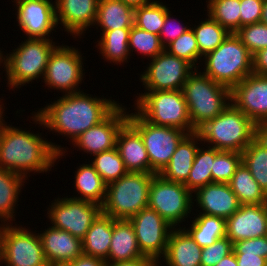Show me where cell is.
<instances>
[{
	"mask_svg": "<svg viewBox=\"0 0 267 266\" xmlns=\"http://www.w3.org/2000/svg\"><path fill=\"white\" fill-rule=\"evenodd\" d=\"M32 114L33 121L73 142L80 134L99 124L118 105L114 100L93 97L83 91L62 97Z\"/></svg>",
	"mask_w": 267,
	"mask_h": 266,
	"instance_id": "1",
	"label": "cell"
},
{
	"mask_svg": "<svg viewBox=\"0 0 267 266\" xmlns=\"http://www.w3.org/2000/svg\"><path fill=\"white\" fill-rule=\"evenodd\" d=\"M3 118L0 119V167L3 169L26 179L32 171L47 173L66 153L61 145L47 141L39 133L7 125Z\"/></svg>",
	"mask_w": 267,
	"mask_h": 266,
	"instance_id": "2",
	"label": "cell"
},
{
	"mask_svg": "<svg viewBox=\"0 0 267 266\" xmlns=\"http://www.w3.org/2000/svg\"><path fill=\"white\" fill-rule=\"evenodd\" d=\"M197 132L203 144L223 151L242 153L259 134V127L232 103L218 116L208 120Z\"/></svg>",
	"mask_w": 267,
	"mask_h": 266,
	"instance_id": "3",
	"label": "cell"
},
{
	"mask_svg": "<svg viewBox=\"0 0 267 266\" xmlns=\"http://www.w3.org/2000/svg\"><path fill=\"white\" fill-rule=\"evenodd\" d=\"M253 55L236 33H229L224 41L202 60L203 74L230 90L253 73Z\"/></svg>",
	"mask_w": 267,
	"mask_h": 266,
	"instance_id": "4",
	"label": "cell"
},
{
	"mask_svg": "<svg viewBox=\"0 0 267 266\" xmlns=\"http://www.w3.org/2000/svg\"><path fill=\"white\" fill-rule=\"evenodd\" d=\"M182 91L196 131L208 120L222 113L231 103L230 89L198 72V69H194L189 75Z\"/></svg>",
	"mask_w": 267,
	"mask_h": 266,
	"instance_id": "5",
	"label": "cell"
},
{
	"mask_svg": "<svg viewBox=\"0 0 267 266\" xmlns=\"http://www.w3.org/2000/svg\"><path fill=\"white\" fill-rule=\"evenodd\" d=\"M11 54L2 56L9 88H20L33 80L43 78L49 57L57 47L53 39L28 38ZM4 61V62H3Z\"/></svg>",
	"mask_w": 267,
	"mask_h": 266,
	"instance_id": "6",
	"label": "cell"
},
{
	"mask_svg": "<svg viewBox=\"0 0 267 266\" xmlns=\"http://www.w3.org/2000/svg\"><path fill=\"white\" fill-rule=\"evenodd\" d=\"M154 173L128 172L107 184L102 213L113 219H129L148 208L150 183Z\"/></svg>",
	"mask_w": 267,
	"mask_h": 266,
	"instance_id": "7",
	"label": "cell"
},
{
	"mask_svg": "<svg viewBox=\"0 0 267 266\" xmlns=\"http://www.w3.org/2000/svg\"><path fill=\"white\" fill-rule=\"evenodd\" d=\"M135 111L148 122L193 133L188 106L182 90L146 91L137 94Z\"/></svg>",
	"mask_w": 267,
	"mask_h": 266,
	"instance_id": "8",
	"label": "cell"
},
{
	"mask_svg": "<svg viewBox=\"0 0 267 266\" xmlns=\"http://www.w3.org/2000/svg\"><path fill=\"white\" fill-rule=\"evenodd\" d=\"M13 224H0V264L6 266H50L39 233Z\"/></svg>",
	"mask_w": 267,
	"mask_h": 266,
	"instance_id": "9",
	"label": "cell"
},
{
	"mask_svg": "<svg viewBox=\"0 0 267 266\" xmlns=\"http://www.w3.org/2000/svg\"><path fill=\"white\" fill-rule=\"evenodd\" d=\"M140 135L150 161V173L159 174L169 163L180 141L188 134L178 128L157 126L137 111L127 121Z\"/></svg>",
	"mask_w": 267,
	"mask_h": 266,
	"instance_id": "10",
	"label": "cell"
},
{
	"mask_svg": "<svg viewBox=\"0 0 267 266\" xmlns=\"http://www.w3.org/2000/svg\"><path fill=\"white\" fill-rule=\"evenodd\" d=\"M192 196L183 183L170 182L156 174L150 183L148 208L157 211L173 228H178L191 214Z\"/></svg>",
	"mask_w": 267,
	"mask_h": 266,
	"instance_id": "11",
	"label": "cell"
},
{
	"mask_svg": "<svg viewBox=\"0 0 267 266\" xmlns=\"http://www.w3.org/2000/svg\"><path fill=\"white\" fill-rule=\"evenodd\" d=\"M78 50L63 44L53 50L43 76L46 86L61 90L64 94L81 92L77 87L82 83L85 74L83 57Z\"/></svg>",
	"mask_w": 267,
	"mask_h": 266,
	"instance_id": "12",
	"label": "cell"
},
{
	"mask_svg": "<svg viewBox=\"0 0 267 266\" xmlns=\"http://www.w3.org/2000/svg\"><path fill=\"white\" fill-rule=\"evenodd\" d=\"M49 206L47 214L52 226L81 240L102 213V206L99 204L68 196L55 199Z\"/></svg>",
	"mask_w": 267,
	"mask_h": 266,
	"instance_id": "13",
	"label": "cell"
},
{
	"mask_svg": "<svg viewBox=\"0 0 267 266\" xmlns=\"http://www.w3.org/2000/svg\"><path fill=\"white\" fill-rule=\"evenodd\" d=\"M193 69L186 60L164 50L151 59L139 80L145 91L182 90Z\"/></svg>",
	"mask_w": 267,
	"mask_h": 266,
	"instance_id": "14",
	"label": "cell"
},
{
	"mask_svg": "<svg viewBox=\"0 0 267 266\" xmlns=\"http://www.w3.org/2000/svg\"><path fill=\"white\" fill-rule=\"evenodd\" d=\"M129 221L134 228L141 253L160 264L173 227L157 211L150 208L142 209L129 218Z\"/></svg>",
	"mask_w": 267,
	"mask_h": 266,
	"instance_id": "15",
	"label": "cell"
},
{
	"mask_svg": "<svg viewBox=\"0 0 267 266\" xmlns=\"http://www.w3.org/2000/svg\"><path fill=\"white\" fill-rule=\"evenodd\" d=\"M230 91L231 103L258 127L267 121V76L252 73Z\"/></svg>",
	"mask_w": 267,
	"mask_h": 266,
	"instance_id": "16",
	"label": "cell"
},
{
	"mask_svg": "<svg viewBox=\"0 0 267 266\" xmlns=\"http://www.w3.org/2000/svg\"><path fill=\"white\" fill-rule=\"evenodd\" d=\"M121 104L118 105L104 120L80 134L72 142L81 151L95 155L116 147L119 130L128 121L129 112ZM127 111V112H126Z\"/></svg>",
	"mask_w": 267,
	"mask_h": 266,
	"instance_id": "17",
	"label": "cell"
},
{
	"mask_svg": "<svg viewBox=\"0 0 267 266\" xmlns=\"http://www.w3.org/2000/svg\"><path fill=\"white\" fill-rule=\"evenodd\" d=\"M18 26L28 37L50 39L57 28L55 3L52 0H14Z\"/></svg>",
	"mask_w": 267,
	"mask_h": 266,
	"instance_id": "18",
	"label": "cell"
},
{
	"mask_svg": "<svg viewBox=\"0 0 267 266\" xmlns=\"http://www.w3.org/2000/svg\"><path fill=\"white\" fill-rule=\"evenodd\" d=\"M226 236L232 243L267 236V203L242 204L226 219Z\"/></svg>",
	"mask_w": 267,
	"mask_h": 266,
	"instance_id": "19",
	"label": "cell"
},
{
	"mask_svg": "<svg viewBox=\"0 0 267 266\" xmlns=\"http://www.w3.org/2000/svg\"><path fill=\"white\" fill-rule=\"evenodd\" d=\"M57 24H63L64 31L80 37L88 27L94 26L98 0H55ZM87 28V29H86Z\"/></svg>",
	"mask_w": 267,
	"mask_h": 266,
	"instance_id": "20",
	"label": "cell"
},
{
	"mask_svg": "<svg viewBox=\"0 0 267 266\" xmlns=\"http://www.w3.org/2000/svg\"><path fill=\"white\" fill-rule=\"evenodd\" d=\"M50 266H66L82 252V240L69 232L50 226L39 234Z\"/></svg>",
	"mask_w": 267,
	"mask_h": 266,
	"instance_id": "21",
	"label": "cell"
},
{
	"mask_svg": "<svg viewBox=\"0 0 267 266\" xmlns=\"http://www.w3.org/2000/svg\"><path fill=\"white\" fill-rule=\"evenodd\" d=\"M193 199L202 214L213 215L228 219L241 206L237 196L229 187L228 183L212 182L194 192Z\"/></svg>",
	"mask_w": 267,
	"mask_h": 266,
	"instance_id": "22",
	"label": "cell"
},
{
	"mask_svg": "<svg viewBox=\"0 0 267 266\" xmlns=\"http://www.w3.org/2000/svg\"><path fill=\"white\" fill-rule=\"evenodd\" d=\"M116 148L128 172L150 173V161L141 135L128 122L118 132Z\"/></svg>",
	"mask_w": 267,
	"mask_h": 266,
	"instance_id": "23",
	"label": "cell"
},
{
	"mask_svg": "<svg viewBox=\"0 0 267 266\" xmlns=\"http://www.w3.org/2000/svg\"><path fill=\"white\" fill-rule=\"evenodd\" d=\"M198 141H202L197 131L187 134L177 146L169 163L159 175L170 182L185 183L198 151Z\"/></svg>",
	"mask_w": 267,
	"mask_h": 266,
	"instance_id": "24",
	"label": "cell"
},
{
	"mask_svg": "<svg viewBox=\"0 0 267 266\" xmlns=\"http://www.w3.org/2000/svg\"><path fill=\"white\" fill-rule=\"evenodd\" d=\"M182 228L171 230L164 262L167 266H201L202 248Z\"/></svg>",
	"mask_w": 267,
	"mask_h": 266,
	"instance_id": "25",
	"label": "cell"
},
{
	"mask_svg": "<svg viewBox=\"0 0 267 266\" xmlns=\"http://www.w3.org/2000/svg\"><path fill=\"white\" fill-rule=\"evenodd\" d=\"M144 256L138 246L134 228L129 219H113V235L108 262L129 261Z\"/></svg>",
	"mask_w": 267,
	"mask_h": 266,
	"instance_id": "26",
	"label": "cell"
},
{
	"mask_svg": "<svg viewBox=\"0 0 267 266\" xmlns=\"http://www.w3.org/2000/svg\"><path fill=\"white\" fill-rule=\"evenodd\" d=\"M113 235V218L101 213L82 239L83 254L108 262L110 242Z\"/></svg>",
	"mask_w": 267,
	"mask_h": 266,
	"instance_id": "27",
	"label": "cell"
},
{
	"mask_svg": "<svg viewBox=\"0 0 267 266\" xmlns=\"http://www.w3.org/2000/svg\"><path fill=\"white\" fill-rule=\"evenodd\" d=\"M102 33L119 28H131L134 25V8L121 0L98 1L94 23Z\"/></svg>",
	"mask_w": 267,
	"mask_h": 266,
	"instance_id": "28",
	"label": "cell"
},
{
	"mask_svg": "<svg viewBox=\"0 0 267 266\" xmlns=\"http://www.w3.org/2000/svg\"><path fill=\"white\" fill-rule=\"evenodd\" d=\"M75 173L74 187L80 195L73 198L102 206L106 198L107 184L95 170L94 166L91 163L82 164Z\"/></svg>",
	"mask_w": 267,
	"mask_h": 266,
	"instance_id": "29",
	"label": "cell"
},
{
	"mask_svg": "<svg viewBox=\"0 0 267 266\" xmlns=\"http://www.w3.org/2000/svg\"><path fill=\"white\" fill-rule=\"evenodd\" d=\"M25 178L0 167V221L10 224L15 218V208ZM19 195V196H18ZM17 202V203H16ZM15 207V208H14Z\"/></svg>",
	"mask_w": 267,
	"mask_h": 266,
	"instance_id": "30",
	"label": "cell"
},
{
	"mask_svg": "<svg viewBox=\"0 0 267 266\" xmlns=\"http://www.w3.org/2000/svg\"><path fill=\"white\" fill-rule=\"evenodd\" d=\"M194 219L189 229H183L201 248L211 246L216 240L226 236V219L202 213Z\"/></svg>",
	"mask_w": 267,
	"mask_h": 266,
	"instance_id": "31",
	"label": "cell"
},
{
	"mask_svg": "<svg viewBox=\"0 0 267 266\" xmlns=\"http://www.w3.org/2000/svg\"><path fill=\"white\" fill-rule=\"evenodd\" d=\"M131 28H119L105 31L100 34V40L97 41L96 47L100 50L101 55L108 62L118 63L128 62L130 57L129 35Z\"/></svg>",
	"mask_w": 267,
	"mask_h": 266,
	"instance_id": "32",
	"label": "cell"
},
{
	"mask_svg": "<svg viewBox=\"0 0 267 266\" xmlns=\"http://www.w3.org/2000/svg\"><path fill=\"white\" fill-rule=\"evenodd\" d=\"M228 185L237 196L241 205L267 203V195L260 188L243 162L237 167Z\"/></svg>",
	"mask_w": 267,
	"mask_h": 266,
	"instance_id": "33",
	"label": "cell"
},
{
	"mask_svg": "<svg viewBox=\"0 0 267 266\" xmlns=\"http://www.w3.org/2000/svg\"><path fill=\"white\" fill-rule=\"evenodd\" d=\"M242 162L267 195V141L259 134L242 152Z\"/></svg>",
	"mask_w": 267,
	"mask_h": 266,
	"instance_id": "34",
	"label": "cell"
},
{
	"mask_svg": "<svg viewBox=\"0 0 267 266\" xmlns=\"http://www.w3.org/2000/svg\"><path fill=\"white\" fill-rule=\"evenodd\" d=\"M219 151L220 150L211 146L206 147V149L204 147L198 148L190 175L184 183L191 193H194L197 189L212 183L211 169L213 168L215 156Z\"/></svg>",
	"mask_w": 267,
	"mask_h": 266,
	"instance_id": "35",
	"label": "cell"
},
{
	"mask_svg": "<svg viewBox=\"0 0 267 266\" xmlns=\"http://www.w3.org/2000/svg\"><path fill=\"white\" fill-rule=\"evenodd\" d=\"M204 21L192 27L199 49V62L206 54L215 50L229 35V32L223 28L217 21L209 15Z\"/></svg>",
	"mask_w": 267,
	"mask_h": 266,
	"instance_id": "36",
	"label": "cell"
},
{
	"mask_svg": "<svg viewBox=\"0 0 267 266\" xmlns=\"http://www.w3.org/2000/svg\"><path fill=\"white\" fill-rule=\"evenodd\" d=\"M238 266H267V236L233 243Z\"/></svg>",
	"mask_w": 267,
	"mask_h": 266,
	"instance_id": "37",
	"label": "cell"
},
{
	"mask_svg": "<svg viewBox=\"0 0 267 266\" xmlns=\"http://www.w3.org/2000/svg\"><path fill=\"white\" fill-rule=\"evenodd\" d=\"M207 15L217 21L229 33L240 28V0H208Z\"/></svg>",
	"mask_w": 267,
	"mask_h": 266,
	"instance_id": "38",
	"label": "cell"
},
{
	"mask_svg": "<svg viewBox=\"0 0 267 266\" xmlns=\"http://www.w3.org/2000/svg\"><path fill=\"white\" fill-rule=\"evenodd\" d=\"M168 7L163 2L153 1L134 8V26L159 35L165 21Z\"/></svg>",
	"mask_w": 267,
	"mask_h": 266,
	"instance_id": "39",
	"label": "cell"
},
{
	"mask_svg": "<svg viewBox=\"0 0 267 266\" xmlns=\"http://www.w3.org/2000/svg\"><path fill=\"white\" fill-rule=\"evenodd\" d=\"M93 156L94 160L91 164L106 184L116 181L128 173L116 147Z\"/></svg>",
	"mask_w": 267,
	"mask_h": 266,
	"instance_id": "40",
	"label": "cell"
},
{
	"mask_svg": "<svg viewBox=\"0 0 267 266\" xmlns=\"http://www.w3.org/2000/svg\"><path fill=\"white\" fill-rule=\"evenodd\" d=\"M128 43L130 53L135 50L150 59L155 58L165 50L159 35L142 30L134 25L131 27Z\"/></svg>",
	"mask_w": 267,
	"mask_h": 266,
	"instance_id": "41",
	"label": "cell"
},
{
	"mask_svg": "<svg viewBox=\"0 0 267 266\" xmlns=\"http://www.w3.org/2000/svg\"><path fill=\"white\" fill-rule=\"evenodd\" d=\"M165 50L173 56L186 60L195 69H198L196 65L199 64L197 63L199 60V49L195 33L191 27L169 43Z\"/></svg>",
	"mask_w": 267,
	"mask_h": 266,
	"instance_id": "42",
	"label": "cell"
},
{
	"mask_svg": "<svg viewBox=\"0 0 267 266\" xmlns=\"http://www.w3.org/2000/svg\"><path fill=\"white\" fill-rule=\"evenodd\" d=\"M242 162V153L220 150L213 161L212 182L228 183Z\"/></svg>",
	"mask_w": 267,
	"mask_h": 266,
	"instance_id": "43",
	"label": "cell"
},
{
	"mask_svg": "<svg viewBox=\"0 0 267 266\" xmlns=\"http://www.w3.org/2000/svg\"><path fill=\"white\" fill-rule=\"evenodd\" d=\"M242 43L253 55L267 47V25L261 22L244 25L236 32Z\"/></svg>",
	"mask_w": 267,
	"mask_h": 266,
	"instance_id": "44",
	"label": "cell"
},
{
	"mask_svg": "<svg viewBox=\"0 0 267 266\" xmlns=\"http://www.w3.org/2000/svg\"><path fill=\"white\" fill-rule=\"evenodd\" d=\"M233 252V243L225 236L216 240L211 246L202 248L201 266H215L225 256Z\"/></svg>",
	"mask_w": 267,
	"mask_h": 266,
	"instance_id": "45",
	"label": "cell"
},
{
	"mask_svg": "<svg viewBox=\"0 0 267 266\" xmlns=\"http://www.w3.org/2000/svg\"><path fill=\"white\" fill-rule=\"evenodd\" d=\"M171 12L168 9L164 24L162 26L161 32L159 34L161 43L166 47L169 43L177 39L181 34L190 28V26L184 23L176 22V19L171 16ZM175 20V21H174ZM175 22V23H174Z\"/></svg>",
	"mask_w": 267,
	"mask_h": 266,
	"instance_id": "46",
	"label": "cell"
},
{
	"mask_svg": "<svg viewBox=\"0 0 267 266\" xmlns=\"http://www.w3.org/2000/svg\"><path fill=\"white\" fill-rule=\"evenodd\" d=\"M264 0H240V28L260 22Z\"/></svg>",
	"mask_w": 267,
	"mask_h": 266,
	"instance_id": "47",
	"label": "cell"
},
{
	"mask_svg": "<svg viewBox=\"0 0 267 266\" xmlns=\"http://www.w3.org/2000/svg\"><path fill=\"white\" fill-rule=\"evenodd\" d=\"M253 73L267 76V47L253 54Z\"/></svg>",
	"mask_w": 267,
	"mask_h": 266,
	"instance_id": "48",
	"label": "cell"
},
{
	"mask_svg": "<svg viewBox=\"0 0 267 266\" xmlns=\"http://www.w3.org/2000/svg\"><path fill=\"white\" fill-rule=\"evenodd\" d=\"M106 263L107 262L103 259L82 253L80 256L76 257L66 266H106Z\"/></svg>",
	"mask_w": 267,
	"mask_h": 266,
	"instance_id": "49",
	"label": "cell"
},
{
	"mask_svg": "<svg viewBox=\"0 0 267 266\" xmlns=\"http://www.w3.org/2000/svg\"><path fill=\"white\" fill-rule=\"evenodd\" d=\"M156 262L149 257H139L129 261L107 262L106 266H155Z\"/></svg>",
	"mask_w": 267,
	"mask_h": 266,
	"instance_id": "50",
	"label": "cell"
},
{
	"mask_svg": "<svg viewBox=\"0 0 267 266\" xmlns=\"http://www.w3.org/2000/svg\"><path fill=\"white\" fill-rule=\"evenodd\" d=\"M215 266H238L237 259L235 257L234 252L225 256L220 262H218Z\"/></svg>",
	"mask_w": 267,
	"mask_h": 266,
	"instance_id": "51",
	"label": "cell"
},
{
	"mask_svg": "<svg viewBox=\"0 0 267 266\" xmlns=\"http://www.w3.org/2000/svg\"><path fill=\"white\" fill-rule=\"evenodd\" d=\"M121 1L127 5L132 6L133 8H136L139 6L149 4V3L153 2L154 0H121Z\"/></svg>",
	"mask_w": 267,
	"mask_h": 266,
	"instance_id": "52",
	"label": "cell"
},
{
	"mask_svg": "<svg viewBox=\"0 0 267 266\" xmlns=\"http://www.w3.org/2000/svg\"><path fill=\"white\" fill-rule=\"evenodd\" d=\"M260 22L267 25V0L263 1V9Z\"/></svg>",
	"mask_w": 267,
	"mask_h": 266,
	"instance_id": "53",
	"label": "cell"
},
{
	"mask_svg": "<svg viewBox=\"0 0 267 266\" xmlns=\"http://www.w3.org/2000/svg\"><path fill=\"white\" fill-rule=\"evenodd\" d=\"M259 135L267 141V121L259 127Z\"/></svg>",
	"mask_w": 267,
	"mask_h": 266,
	"instance_id": "54",
	"label": "cell"
},
{
	"mask_svg": "<svg viewBox=\"0 0 267 266\" xmlns=\"http://www.w3.org/2000/svg\"><path fill=\"white\" fill-rule=\"evenodd\" d=\"M3 107H4V104H3V106H2V104H0V119L2 118V116H4V114H3L4 110L3 109H5V108H3Z\"/></svg>",
	"mask_w": 267,
	"mask_h": 266,
	"instance_id": "55",
	"label": "cell"
},
{
	"mask_svg": "<svg viewBox=\"0 0 267 266\" xmlns=\"http://www.w3.org/2000/svg\"><path fill=\"white\" fill-rule=\"evenodd\" d=\"M4 54H2V51L0 50V66H2L1 65V63H2V56H3Z\"/></svg>",
	"mask_w": 267,
	"mask_h": 266,
	"instance_id": "56",
	"label": "cell"
}]
</instances>
